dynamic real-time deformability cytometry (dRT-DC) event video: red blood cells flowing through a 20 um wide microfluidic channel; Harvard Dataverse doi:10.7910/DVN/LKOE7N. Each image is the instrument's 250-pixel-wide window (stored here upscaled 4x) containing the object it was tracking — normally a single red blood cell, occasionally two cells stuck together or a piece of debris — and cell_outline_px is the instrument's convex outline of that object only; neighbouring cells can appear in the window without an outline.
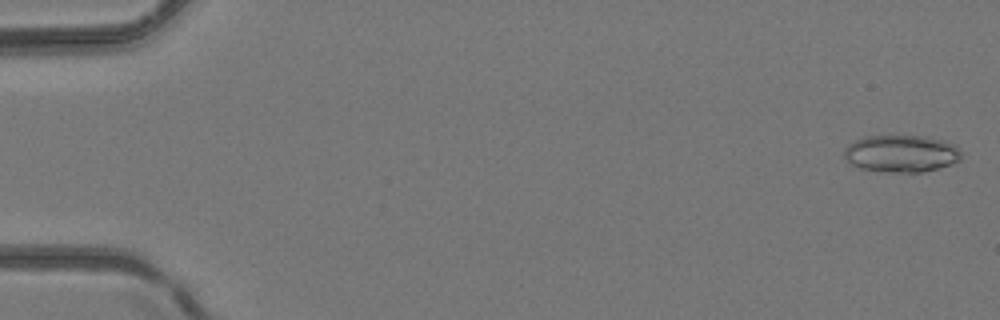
{"species": "common noctule bat (a hibernating species)", "species_latin": "Nyctalus noctula", "temperature_condition": "room temperature", "stored_images_in_passage": 49, "camera_frame_rate_fps": 3000, "um_per_image_px": 0.085, "animal": {"sex": "female", "body_mass_g": 24.6, "forearm_length_mm": 56.2}, "frame": {"image": 1, "passage_image": 2, "time_ms": 0.333, "image_size_px": [1000, 320], "cell_outline_px": [[960, 160], [940, 168], [924, 172], [888, 172], [860, 168], [852, 164], [844, 156], [844, 148], [848, 144], [864, 136], [924, 136], [944, 140], [956, 144], [960, 148]], "centroid_in_image_um": [76.63, 13.05], "position_along_channel_um": 8.4, "area_um2": 25.49}}
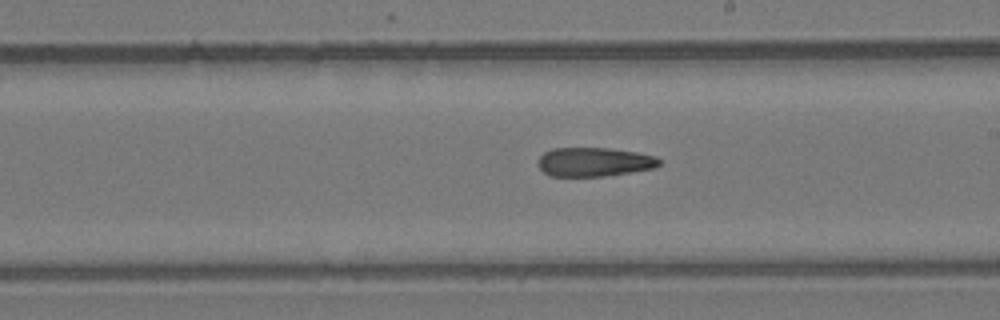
{"frame": {"image": 2, "passage_image": 29, "time_ms": 9.333, "image_size_px": [1000, 320], "cell_outline_px": [[660, 164], [652, 168], [632, 172], [604, 176], [548, 176], [536, 164], [540, 156], [544, 152], [552, 148], [608, 148], [636, 152], [656, 156], [660, 160]], "centroid_in_image_um": [50.47, 13.76], "position_along_channel_um": 238.5, "area_um2": 20.52}}
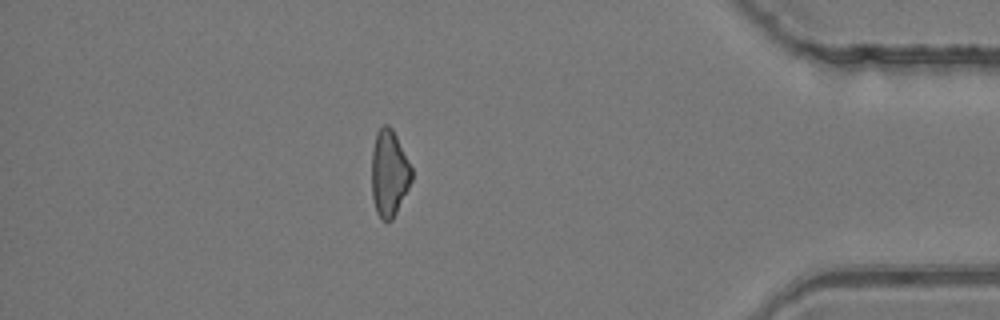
{"frame": {"image": 3, "passage_image": 43, "time_ms": 14.0, "image_size_px": [1000, 320], "cell_outline_px": [[412, 180], [392, 220], [384, 220], [376, 212], [372, 196], [372, 148], [376, 132], [384, 124], [388, 124], [392, 128], [412, 168]], "centroid_in_image_um": [33.07, 14.7], "position_along_channel_um": 402.1, "area_um2": 19.94}}